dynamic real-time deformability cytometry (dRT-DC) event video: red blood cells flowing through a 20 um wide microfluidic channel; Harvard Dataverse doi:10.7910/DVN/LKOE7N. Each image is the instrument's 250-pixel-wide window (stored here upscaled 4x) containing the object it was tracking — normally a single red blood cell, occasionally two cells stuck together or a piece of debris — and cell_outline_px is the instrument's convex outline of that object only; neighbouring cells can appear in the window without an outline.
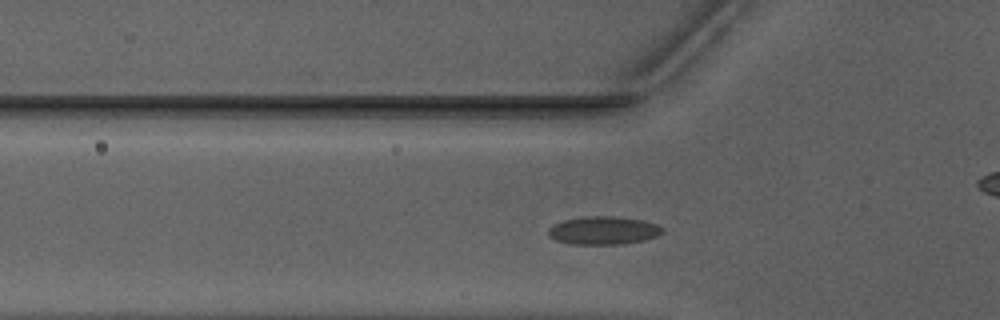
{"species": "Egyptian fruit bat (a non-hibernating species)", "species_latin": "Rousettus aegyptiacus", "temperature_condition": "warm", "stored_images_in_passage": 48, "camera_frame_rate_fps": 3000, "um_per_image_px": 0.085, "animal": {"sex": "male"}, "frame": {"image": 1, "passage_image": 12, "time_ms": 3.667, "image_size_px": [1000, 320], "cell_outline_px": [[664, 232], [656, 236], [644, 240], [624, 244], [568, 244], [556, 240], [548, 236], [548, 228], [552, 224], [564, 220], [588, 216], [608, 216], [640, 220], [656, 224], [664, 228]], "centroid_in_image_um": [51.26, 19.6], "position_along_channel_um": 74.5, "area_um2": 18.67}}
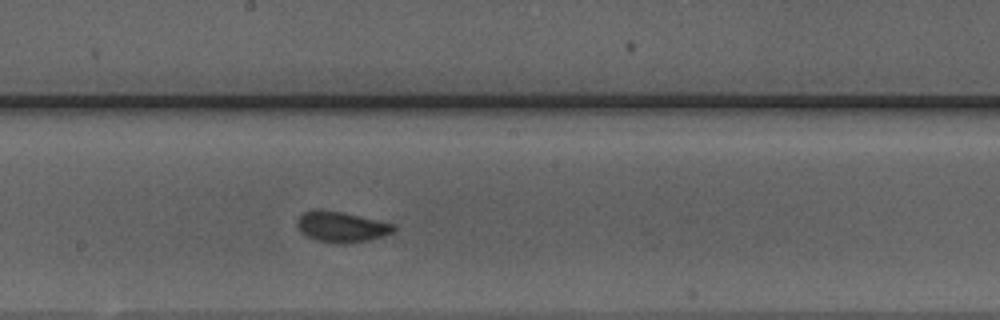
{"frame": {"image": 2, "passage_image": 23, "time_ms": 7.333, "image_size_px": [1000, 320], "cell_outline_px": [[396, 228], [392, 232], [384, 236], [368, 240], [348, 244], [336, 244], [316, 240], [300, 232], [296, 224], [296, 220], [304, 212], [316, 208], [320, 208], [344, 212], [396, 224]], "centroid_in_image_um": [29.01, 19.27], "position_along_channel_um": 219.2, "area_um2": 17.63}}
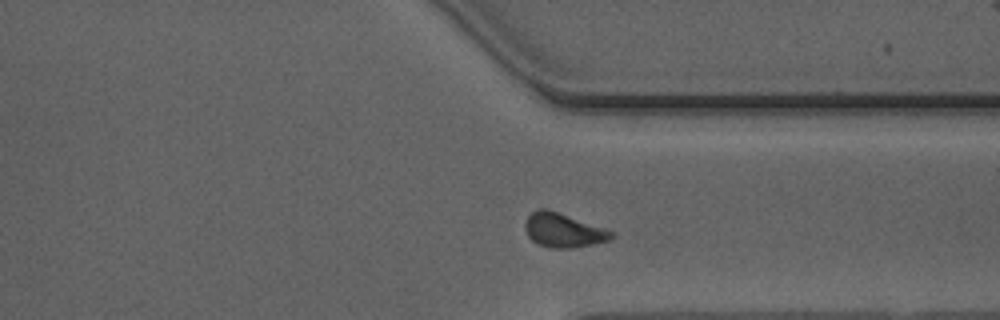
{"frame": {"image": 3, "passage_image": 34, "time_ms": 11.0, "image_size_px": [1000, 320], "cell_outline_px": [[612, 236], [608, 240], [592, 244], [572, 248], [552, 248], [536, 244], [528, 236], [524, 228], [524, 224], [528, 216], [532, 212], [540, 208], [544, 208], [604, 228], [612, 232]], "centroid_in_image_um": [47.81, 19.59], "position_along_channel_um": 363.6, "area_um2": 16.76}, "authors_computed_cell_mechanics": {"area_um2": 16.762, "velocity_mm_per_s": 3.9406, "shape_relaxation_time_tau1_ms": 2.8477, "shape_relaxation_time_tau2_ms": 0.6015, "deformation_change_tau1": 0.0885, "deformation_change_tau2": 0.0644}}